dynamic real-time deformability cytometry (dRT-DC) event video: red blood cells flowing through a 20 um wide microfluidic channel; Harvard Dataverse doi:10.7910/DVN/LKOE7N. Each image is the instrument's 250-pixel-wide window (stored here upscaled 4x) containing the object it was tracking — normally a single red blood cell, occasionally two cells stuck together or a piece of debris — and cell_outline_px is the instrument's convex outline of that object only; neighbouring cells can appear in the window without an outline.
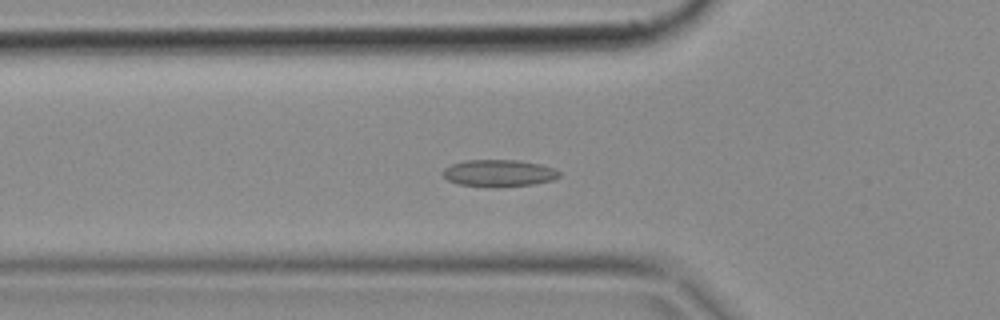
{"species": "common noctule bat (a hibernating species)", "species_latin": "Nyctalus noctula", "temperature_condition": "cold", "stored_images_in_passage": 51, "camera_frame_rate_fps": 3000, "um_per_image_px": 0.085, "animal": {"sex": "female", "body_mass_g": 18.4}, "frame": {"image": 1, "passage_image": 17, "time_ms": 5.333, "image_size_px": [1000, 320], "cell_outline_px": [[560, 176], [552, 180], [532, 184], [456, 184], [448, 180], [440, 172], [444, 168], [452, 164], [464, 160], [520, 160], [540, 164], [552, 168], [560, 172]], "centroid_in_image_um": [42.38, 14.66], "position_along_channel_um": 83.4, "area_um2": 17.4}}
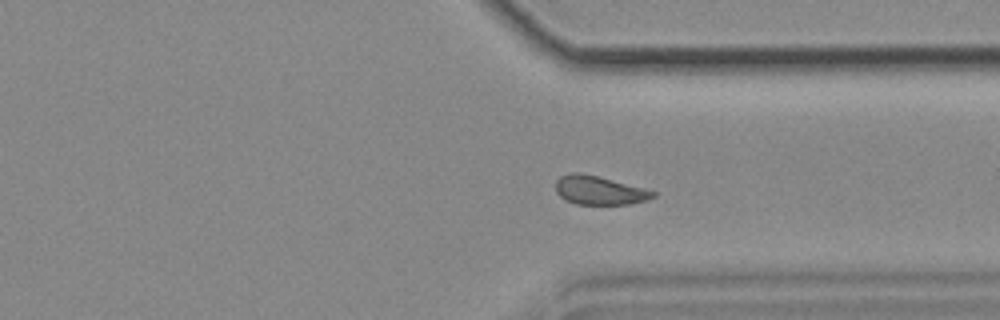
{"frame": {"image": 2, "passage_image": 38, "time_ms": 12.333, "image_size_px": [1000, 320], "cell_outline_px": [[656, 196], [648, 200], [628, 204], [576, 204], [564, 200], [556, 192], [556, 180], [560, 176], [568, 172], [580, 172], [644, 188], [656, 192]], "centroid_in_image_um": [50.91, 16.18], "position_along_channel_um": 360.5, "area_um2": 16.3}}
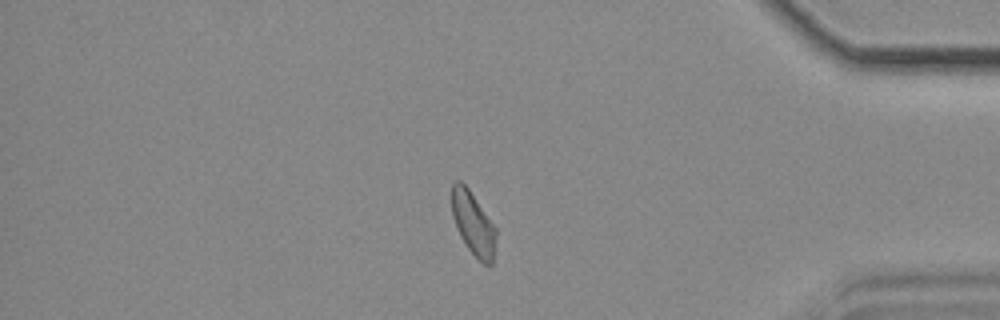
{"frame": {"image": 3, "passage_image": 43, "time_ms": 14.0, "image_size_px": [1000, 320], "cell_outline_px": [[496, 236], [492, 264], [484, 264], [468, 248], [460, 236], [456, 228], [452, 216], [452, 184], [456, 180], [460, 180], [468, 188], [496, 228]], "centroid_in_image_um": [40.2, 18.98], "position_along_channel_um": 395.0, "area_um2": 16.01}}